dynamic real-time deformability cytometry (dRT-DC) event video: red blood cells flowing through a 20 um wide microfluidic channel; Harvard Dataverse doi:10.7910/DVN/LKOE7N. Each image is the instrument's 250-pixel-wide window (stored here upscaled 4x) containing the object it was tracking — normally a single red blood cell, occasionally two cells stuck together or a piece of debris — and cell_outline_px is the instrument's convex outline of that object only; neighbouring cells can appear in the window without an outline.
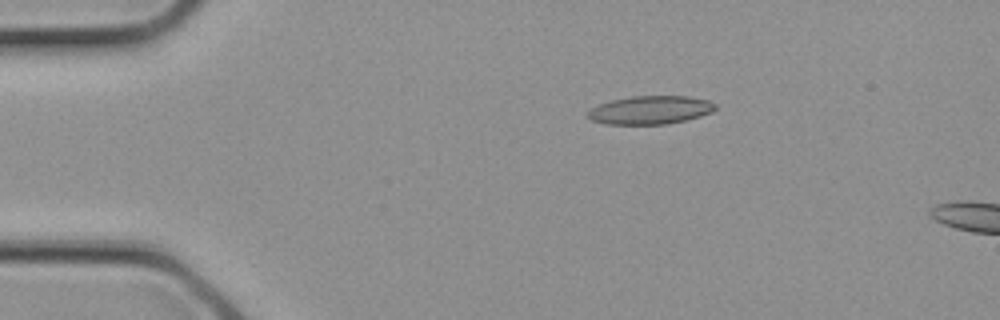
{"species": "common noctule bat (a hibernating species)", "species_latin": "Nyctalus noctula", "temperature_condition": "cold", "stored_images_in_passage": 3, "camera_frame_rate_fps": 3000, "um_per_image_px": 0.085, "animal": {"sex": "female", "body_mass_g": 21.9}, "frame": {"image": 1, "passage_image": 2, "time_ms": 0.333, "image_size_px": [1000, 320], "cell_outline_px": [[716, 108], [712, 112], [700, 116], [668, 124], [604, 124], [592, 120], [588, 116], [588, 108], [612, 100], [632, 96], [688, 96], [708, 100], [716, 104]], "centroid_in_image_um": [55.27, 9.35], "position_along_channel_um": 29.7, "area_um2": 21.04}}